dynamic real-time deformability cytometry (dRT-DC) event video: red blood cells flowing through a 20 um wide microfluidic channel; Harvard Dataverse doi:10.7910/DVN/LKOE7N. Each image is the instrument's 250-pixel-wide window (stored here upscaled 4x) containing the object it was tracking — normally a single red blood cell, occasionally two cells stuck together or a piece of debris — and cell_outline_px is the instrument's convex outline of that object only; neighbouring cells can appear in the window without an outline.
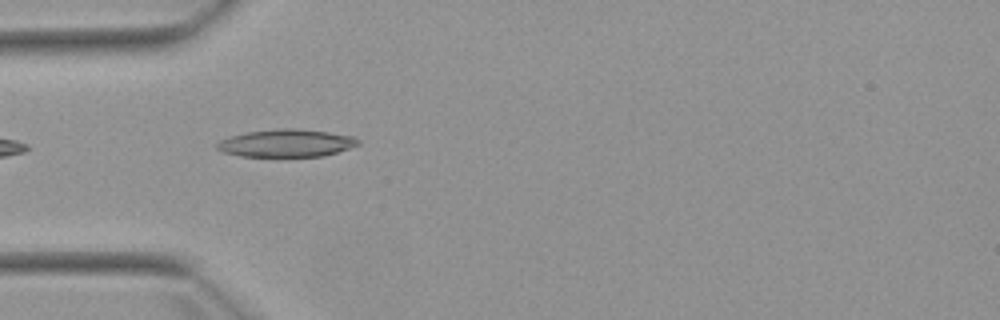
{"species": "Egyptian fruit bat (a non-hibernating species)", "species_latin": "Rousettus aegyptiacus", "temperature_condition": "warm", "stored_images_in_passage": 6, "camera_frame_rate_fps": 3000, "um_per_image_px": 0.085, "animal": {"sex": "female"}, "frame": {"image": 1, "passage_image": 5, "time_ms": 4.667, "image_size_px": [1000, 320], "cell_outline_px": [[360, 144], [324, 156], [240, 156], [224, 152], [216, 148], [216, 144], [220, 140], [232, 136], [248, 132], [276, 128], [296, 128], [328, 132], [356, 136], [360, 140]], "centroid_in_image_um": [24.37, 12.15], "position_along_channel_um": 60.6, "area_um2": 22.66}}
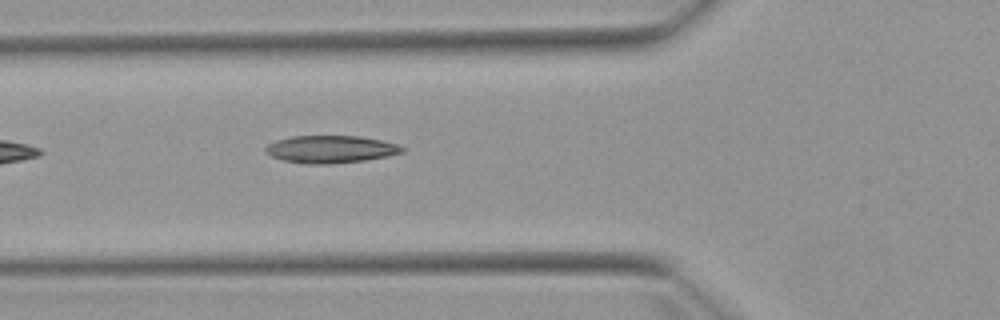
{"frame": {"image": 2, "passage_image": 6, "time_ms": 5.667, "image_size_px": [1000, 320], "cell_outline_px": [[404, 152], [388, 156], [364, 160], [332, 164], [308, 164], [284, 160], [272, 156], [264, 152], [264, 148], [268, 144], [276, 140], [292, 136], [360, 136], [380, 140], [396, 144], [404, 148]], "centroid_in_image_um": [28.09, 12.68], "position_along_channel_um": 97.7, "area_um2": 21.79}}